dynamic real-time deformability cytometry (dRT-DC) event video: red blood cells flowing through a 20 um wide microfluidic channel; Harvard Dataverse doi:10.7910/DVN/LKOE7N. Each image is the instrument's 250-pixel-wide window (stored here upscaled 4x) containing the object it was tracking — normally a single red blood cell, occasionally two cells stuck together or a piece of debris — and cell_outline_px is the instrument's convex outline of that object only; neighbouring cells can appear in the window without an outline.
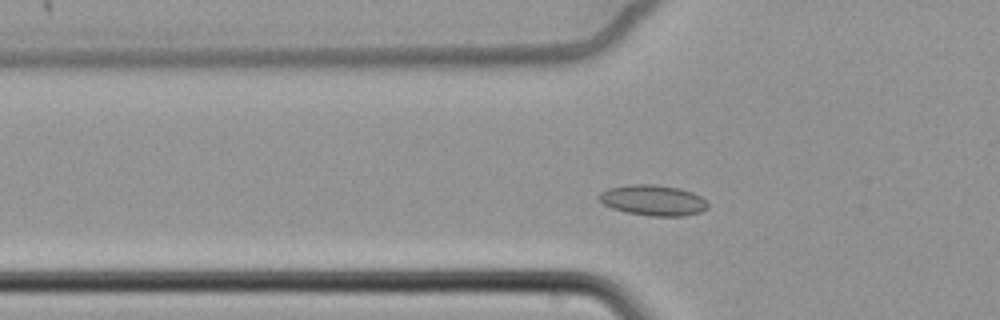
{"species": "common noctule bat (a hibernating species)", "species_latin": "Nyctalus noctula", "temperature_condition": "cold", "stored_images_in_passage": 54, "camera_frame_rate_fps": 3000, "um_per_image_px": 0.085, "animal": {"sex": "female", "body_mass_g": 22.7, "forearm_length_mm": 54.2}, "frame": {"image": 1, "passage_image": 13, "time_ms": 4.0, "image_size_px": [1000, 320], "cell_outline_px": [[708, 208], [700, 212], [684, 216], [648, 216], [624, 212], [612, 208], [604, 204], [596, 196], [600, 192], [608, 188], [628, 184], [656, 184], [680, 188], [692, 192], [700, 196], [708, 204]], "centroid_in_image_um": [55.49, 17.02], "position_along_channel_um": 70.3, "area_um2": 19.65}}
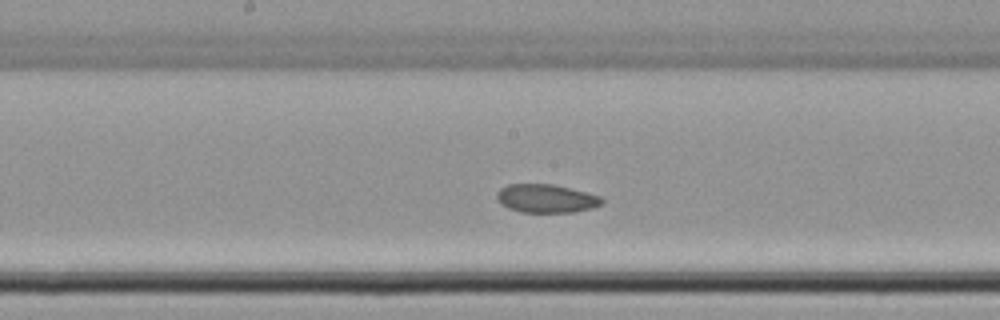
{"frame": {"image": 2, "passage_image": 25, "time_ms": 8.0, "image_size_px": [1000, 320], "cell_outline_px": [[604, 204], [592, 208], [572, 212], [520, 212], [508, 208], [496, 196], [496, 192], [500, 188], [508, 184], [552, 184], [588, 192], [600, 196], [604, 200]], "centroid_in_image_um": [46.46, 16.86], "position_along_channel_um": 201.7, "area_um2": 17.4}}
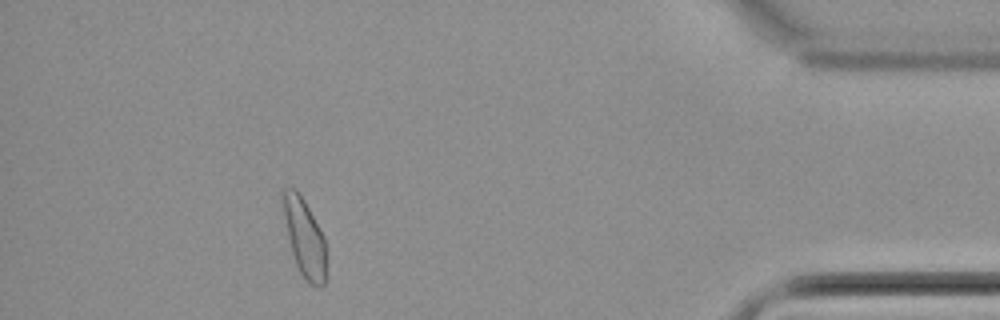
{"frame": {"image": 3, "passage_image": 48, "time_ms": 15.667, "image_size_px": [1000, 320], "cell_outline_px": [[324, 284], [320, 288], [316, 288], [300, 272], [296, 264], [292, 252], [288, 236], [284, 216], [280, 192], [284, 188], [296, 188], [304, 200], [324, 236]], "centroid_in_image_um": [25.84, 20.13], "position_along_channel_um": 409.4, "area_um2": 19.13}, "authors_computed_cell_mechanics": {"area_um2": 18.8717, "velocity_mm_per_s": 3.3621, "shape_relaxation_time_tau1_ms": null, "shape_relaxation_time_tau2_ms": 5.6499, "deformation_change_tau1": null, "deformation_change_tau2": 0.0912}}